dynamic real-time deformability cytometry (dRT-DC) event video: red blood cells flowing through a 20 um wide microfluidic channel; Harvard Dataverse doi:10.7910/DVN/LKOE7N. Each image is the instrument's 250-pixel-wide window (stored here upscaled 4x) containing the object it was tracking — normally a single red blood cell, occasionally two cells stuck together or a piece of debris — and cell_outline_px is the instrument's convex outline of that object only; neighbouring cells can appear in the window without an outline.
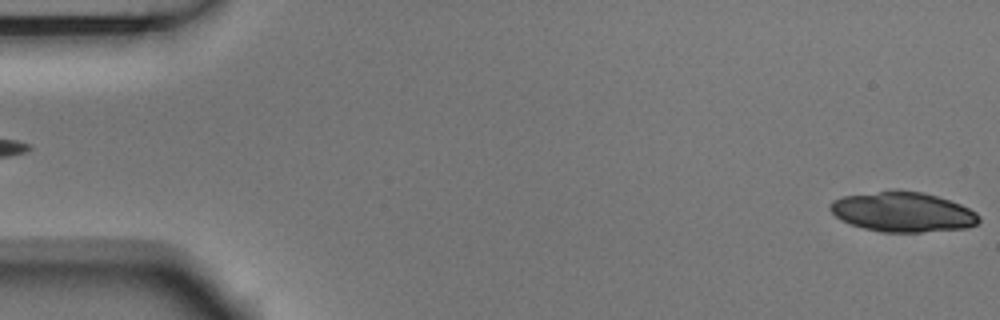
{"species": "Egyptian fruit bat (a non-hibernating species)", "species_latin": "Rousettus aegyptiacus", "temperature_condition": "room temperature", "stored_images_in_passage": 3, "segment_of_instrument_passage": [2, 2], "camera_frame_rate_fps": 3000, "um_per_image_px": 0.085, "animal": {"sex": "male"}, "frame": {"image": 1, "passage_image": 3, "time_ms": 0.667, "image_size_px": [1000, 320], "cell_outline_px": [[980, 220], [976, 224], [968, 228], [924, 232], [880, 232], [864, 228], [840, 220], [828, 208], [828, 204], [832, 200], [844, 196], [892, 188], [896, 188], [924, 192], [960, 204], [976, 212], [980, 216]], "centroid_in_image_um": [76.71, 17.99], "position_along_channel_um": 8.3, "area_um2": 35.14}}